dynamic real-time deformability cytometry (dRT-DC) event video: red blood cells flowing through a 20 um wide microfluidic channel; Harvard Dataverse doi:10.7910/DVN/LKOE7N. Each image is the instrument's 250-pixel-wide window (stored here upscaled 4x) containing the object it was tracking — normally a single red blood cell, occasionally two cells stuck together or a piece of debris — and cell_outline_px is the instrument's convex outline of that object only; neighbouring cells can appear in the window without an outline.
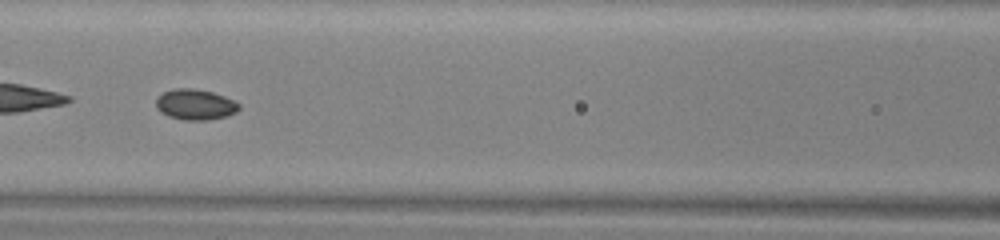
{"species": "common noctule bat (a hibernating species)", "species_latin": "Nyctalus noctula", "temperature_condition": "warm", "stored_images_in_passage": 47, "camera_frame_rate_fps": 3000, "um_per_image_px": 0.085, "animal": {"sex": "male", "body_mass_g": 13.0, "forearm_length_mm": 53.1}, "frame": {"image": 1, "passage_image": 21, "time_ms": 6.667, "image_size_px": [1000, 240], "cell_outline_px": [[240, 108], [236, 112], [228, 116], [208, 120], [184, 120], [168, 116], [160, 112], [156, 104], [156, 100], [164, 92], [176, 88], [196, 88], [212, 92], [224, 96], [240, 104]], "centroid_in_image_um": [16.62, 8.89], "position_along_channel_um": 150.0, "area_um2": 14.8}}
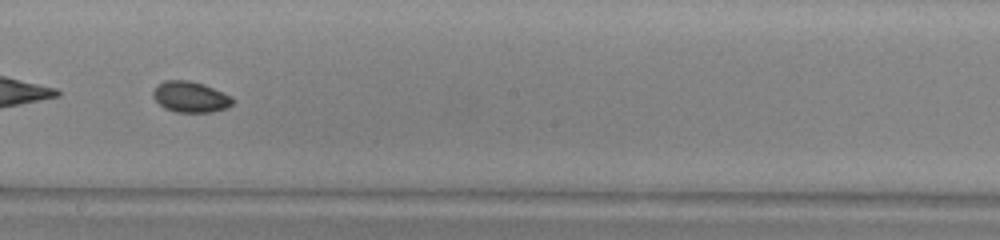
{"frame": {"image": 2, "passage_image": 27, "time_ms": 8.667, "image_size_px": [1000, 240], "cell_outline_px": [[232, 104], [228, 108], [212, 112], [176, 112], [164, 108], [152, 96], [152, 92], [156, 84], [164, 80], [188, 80], [204, 84], [232, 96]], "centroid_in_image_um": [16.17, 8.23], "position_along_channel_um": 232.0, "area_um2": 14.45}, "authors_computed_cell_mechanics": {"area_um2": 14.45, "velocity_mm_per_s": 4.115, "shape_relaxation_time_tau1_ms": 2.3513, "shape_relaxation_time_tau2_ms": null, "deformation_change_tau1": 0.0447, "deformation_change_tau2": null}}